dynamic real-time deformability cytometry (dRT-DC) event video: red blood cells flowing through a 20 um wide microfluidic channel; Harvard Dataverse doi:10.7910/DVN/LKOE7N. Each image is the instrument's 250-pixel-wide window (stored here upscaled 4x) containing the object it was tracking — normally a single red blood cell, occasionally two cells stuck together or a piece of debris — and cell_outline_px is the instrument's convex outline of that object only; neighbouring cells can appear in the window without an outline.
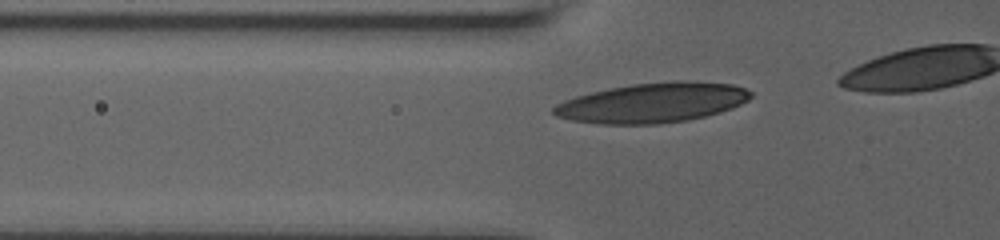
{"species": "human", "species_latin": "Homo sapiens", "temperature_condition": "room temperature", "stored_images_in_passage": 18, "segment_of_instrument_passage": [1, 2], "camera_frame_rate_fps": 3000, "um_per_image_px": 0.085, "donor": {"sex": "male"}, "frame": {"image": 1, "passage_image": 5, "time_ms": 1.667, "image_size_px": [1000, 240], "cell_outline_px": [[752, 96], [748, 100], [732, 108], [720, 112], [688, 120], [656, 124], [600, 124], [572, 120], [556, 116], [552, 112], [552, 108], [556, 104], [564, 100], [576, 96], [608, 88], [632, 84], [676, 80], [688, 80], [732, 84], [744, 88], [752, 92]], "centroid_in_image_um": [55.46, 8.72], "position_along_channel_um": 70.3, "area_um2": 45.84}}
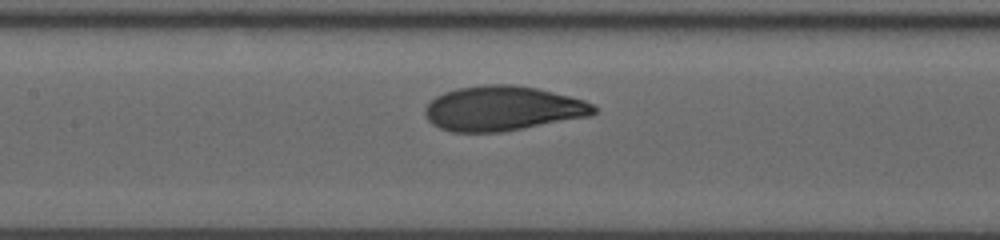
{"frame": {"image": 2, "passage_image": 11, "time_ms": 4.333, "image_size_px": [1000, 240], "cell_outline_px": [[600, 108], [592, 116], [504, 132], [452, 132], [440, 128], [432, 124], [428, 120], [424, 112], [424, 108], [436, 96], [444, 92], [456, 88], [484, 84], [512, 84], [536, 88], [584, 100]], "centroid_in_image_um": [42.74, 9.22], "position_along_channel_um": 164.7, "area_um2": 44.33}}
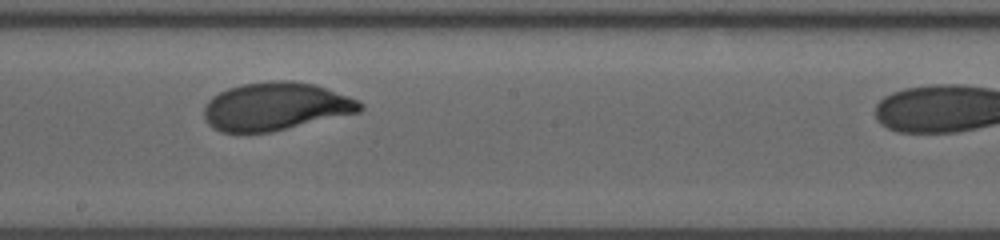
{"frame": {"image": 3, "passage_image": 15, "time_ms": 6.0, "image_size_px": [1000, 240], "cell_outline_px": [[364, 108], [360, 112], [272, 132], [220, 132], [212, 128], [208, 124], [204, 116], [204, 104], [212, 96], [228, 88], [244, 84], [272, 80], [292, 80], [316, 84], [360, 100], [364, 104]], "centroid_in_image_um": [23.45, 9.04], "position_along_channel_um": 224.7, "area_um2": 44.04}}